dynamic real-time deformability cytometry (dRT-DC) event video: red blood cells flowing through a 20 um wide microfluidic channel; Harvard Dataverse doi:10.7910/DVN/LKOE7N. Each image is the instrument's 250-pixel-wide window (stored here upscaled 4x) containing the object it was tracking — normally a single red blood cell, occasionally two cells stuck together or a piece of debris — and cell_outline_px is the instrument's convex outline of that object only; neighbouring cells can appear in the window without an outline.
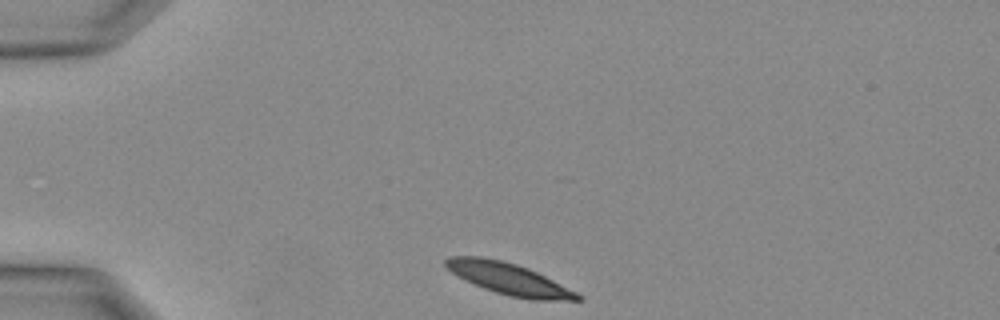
{"species": "Egyptian fruit bat (a non-hibernating species)", "species_latin": "Rousettus aegyptiacus", "temperature_condition": "warm", "stored_images_in_passage": 10, "camera_frame_rate_fps": 3000, "um_per_image_px": 0.085, "animal": {"sex": "female"}, "frame": {"image": 1, "passage_image": 1, "time_ms": 0.0, "image_size_px": [1000, 320], "cell_outline_px": [[584, 300], [532, 300], [508, 296], [484, 288], [464, 280], [452, 272], [444, 264], [444, 260], [448, 256], [480, 256], [500, 260], [516, 264], [528, 268], [584, 296]], "centroid_in_image_um": [43.24, 23.7], "position_along_channel_um": 41.8, "area_um2": 24.1}}
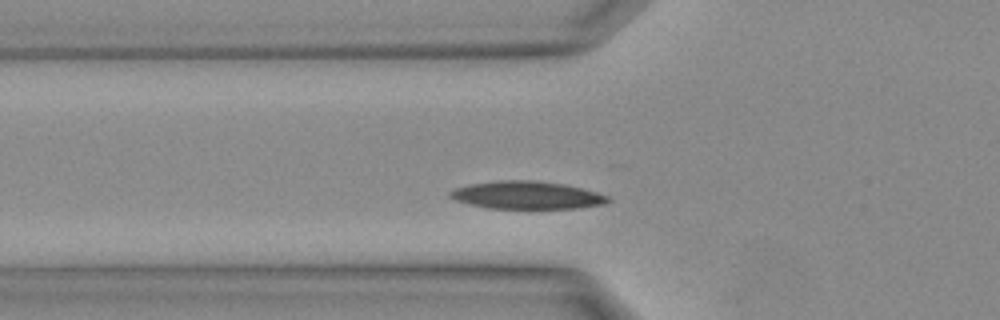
{"frame": {"image": 2, "passage_image": 5, "time_ms": 1.333, "image_size_px": [1000, 320], "cell_outline_px": [[612, 200], [604, 204], [580, 208], [488, 208], [468, 204], [456, 200], [448, 196], [448, 192], [456, 188], [472, 184], [500, 180], [532, 180], [564, 184], [596, 192], [608, 196]], "centroid_in_image_um": [44.78, 16.59], "position_along_channel_um": 81.0, "area_um2": 25.37}}